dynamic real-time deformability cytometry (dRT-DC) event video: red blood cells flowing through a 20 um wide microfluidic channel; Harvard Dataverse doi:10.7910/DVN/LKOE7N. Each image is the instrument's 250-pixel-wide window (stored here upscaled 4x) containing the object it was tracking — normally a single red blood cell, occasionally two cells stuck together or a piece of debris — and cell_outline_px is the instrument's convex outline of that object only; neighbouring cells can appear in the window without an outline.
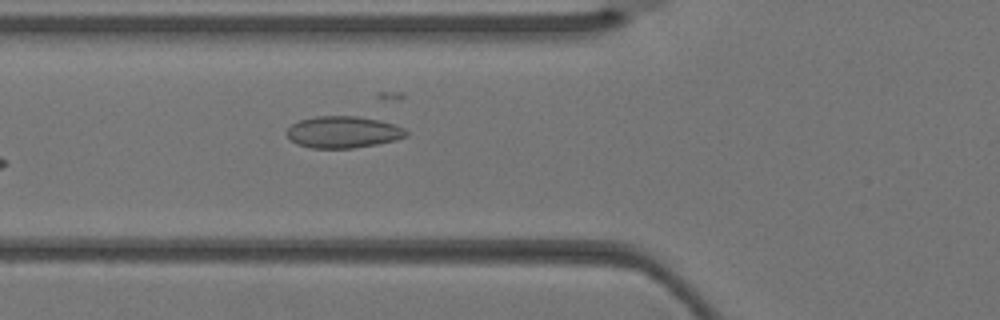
{"species": "Egyptian fruit bat (a non-hibernating species)", "species_latin": "Rousettus aegyptiacus", "temperature_condition": "warm", "stored_images_in_passage": 4, "camera_frame_rate_fps": 3000, "um_per_image_px": 0.085, "animal": {"sex": "female"}, "frame": {"image": 1, "passage_image": 4, "time_ms": 1.0, "image_size_px": [1000, 320], "cell_outline_px": [[408, 136], [396, 140], [376, 144], [352, 148], [308, 148], [296, 144], [288, 136], [288, 128], [292, 124], [300, 120], [316, 116], [356, 116], [380, 120], [404, 128], [408, 132]], "centroid_in_image_um": [29.18, 11.23], "position_along_channel_um": 96.6, "area_um2": 22.02}}